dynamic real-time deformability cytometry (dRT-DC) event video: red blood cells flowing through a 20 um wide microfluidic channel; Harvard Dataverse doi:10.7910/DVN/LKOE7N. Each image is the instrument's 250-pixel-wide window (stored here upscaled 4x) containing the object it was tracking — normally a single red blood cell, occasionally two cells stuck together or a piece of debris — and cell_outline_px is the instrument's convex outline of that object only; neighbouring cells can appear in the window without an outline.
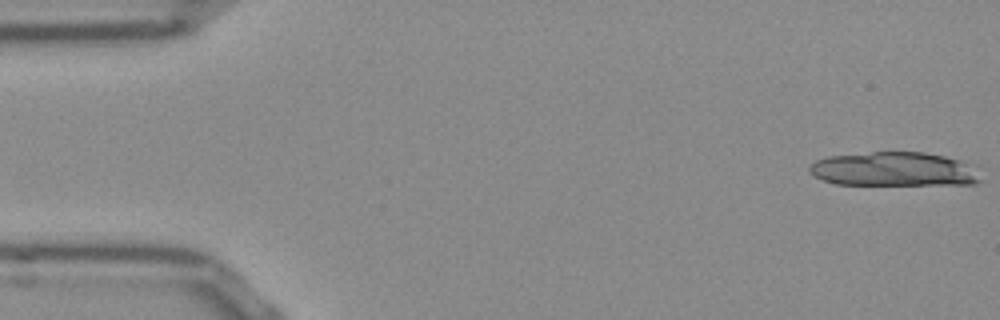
{"species": "Egyptian fruit bat (a non-hibernating species)", "species_latin": "Rousettus aegyptiacus", "temperature_condition": "room temperature", "stored_images_in_passage": 17, "camera_frame_rate_fps": 3000, "um_per_image_px": 0.085, "frame": {"image": 1, "passage_image": 1, "time_ms": 0.0, "image_size_px": [1000, 320], "cell_outline_px": [[980, 180], [976, 184], [836, 184], [824, 180], [808, 172], [808, 164], [816, 160], [828, 156], [872, 152], [924, 152], [944, 156], [980, 164]], "centroid_in_image_um": [76.08, 14.37], "position_along_channel_um": 8.9, "area_um2": 34.51}}